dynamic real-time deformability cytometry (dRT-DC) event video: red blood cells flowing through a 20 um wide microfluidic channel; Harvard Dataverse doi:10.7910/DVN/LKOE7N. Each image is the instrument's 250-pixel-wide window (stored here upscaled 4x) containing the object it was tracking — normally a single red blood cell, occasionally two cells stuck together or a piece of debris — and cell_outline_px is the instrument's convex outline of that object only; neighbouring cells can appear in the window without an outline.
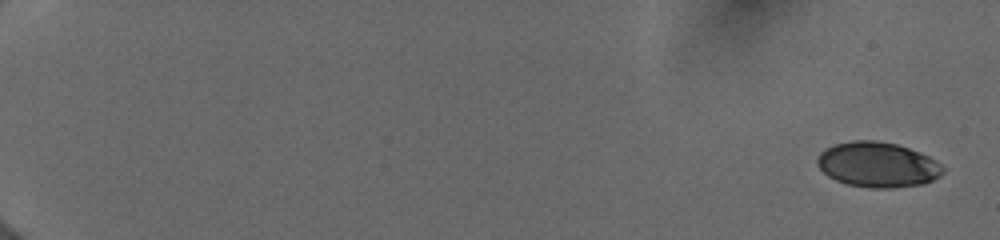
{"species": "human", "species_latin": "Homo sapiens", "temperature_condition": "cold", "stored_images_in_passage": 54, "camera_frame_rate_fps": 3000, "um_per_image_px": 0.085, "donor": {"sex": "female"}, "frame": {"image": 1, "passage_image": 1, "time_ms": 0.0, "image_size_px": [1000, 240], "cell_outline_px": [[944, 172], [940, 176], [924, 184], [896, 188], [868, 188], [848, 184], [836, 180], [828, 176], [816, 164], [816, 160], [820, 152], [824, 148], [836, 144], [852, 140], [876, 140], [896, 144], [920, 152], [936, 160], [944, 168]], "centroid_in_image_um": [74.6, 14.0], "position_along_channel_um": 10.4, "area_um2": 33.29}}
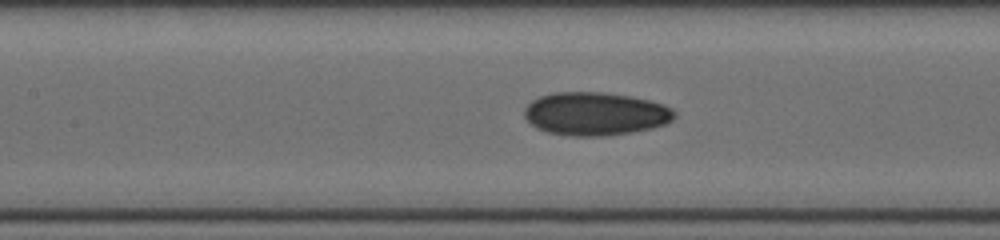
{"frame": {"image": 2, "passage_image": 28, "time_ms": 9.0, "image_size_px": [1000, 240], "cell_outline_px": [[676, 116], [672, 120], [664, 124], [652, 128], [632, 132], [604, 136], [572, 136], [548, 132], [536, 128], [524, 116], [524, 108], [532, 100], [540, 96], [556, 92], [600, 92], [628, 96], [648, 100], [664, 104], [672, 108], [676, 112]], "centroid_in_image_um": [50.61, 9.67], "position_along_channel_um": 156.8, "area_um2": 37.74}}
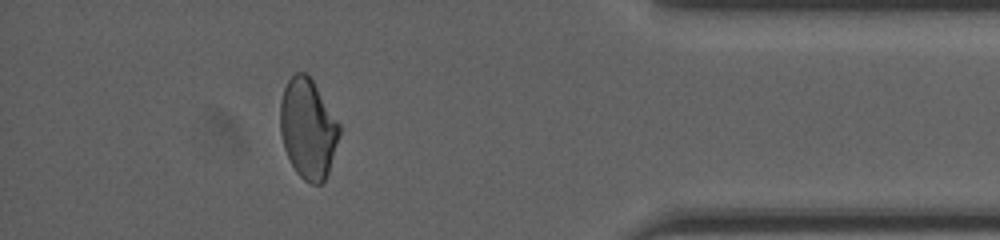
{"frame": {"image": 3, "passage_image": 49, "time_ms": 16.0, "image_size_px": [1000, 240], "cell_outline_px": [[340, 132], [328, 172], [324, 180], [320, 184], [312, 184], [304, 180], [296, 172], [284, 148], [280, 132], [280, 100], [284, 88], [288, 80], [296, 72], [304, 72], [312, 80], [340, 124]], "centroid_in_image_um": [26.16, 10.93], "position_along_channel_um": 409.0, "area_um2": 34.04}, "authors_computed_cell_mechanics": {"area_um2": 35.0268, "velocity_mm_per_s": 4.0084, "shape_relaxation_time_tau1_ms": 8.7174, "shape_relaxation_time_tau2_ms": 2.774, "deformation_change_tau1": 0.158, "deformation_change_tau2": 0.0757}}